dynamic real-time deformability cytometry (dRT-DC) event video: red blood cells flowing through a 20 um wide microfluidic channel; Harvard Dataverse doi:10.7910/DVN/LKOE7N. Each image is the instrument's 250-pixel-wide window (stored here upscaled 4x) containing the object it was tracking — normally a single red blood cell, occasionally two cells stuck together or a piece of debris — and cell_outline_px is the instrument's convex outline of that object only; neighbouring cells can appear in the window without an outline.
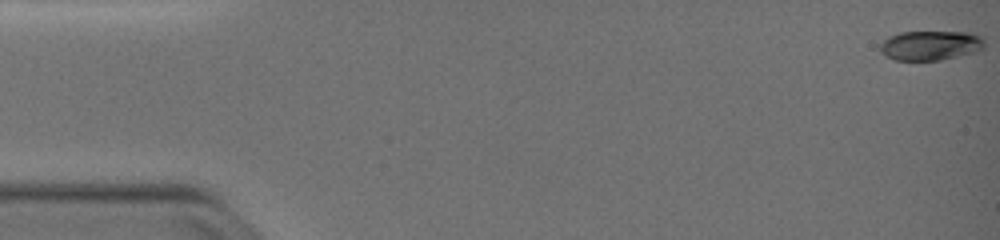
{"species": "common noctule bat (a hibernating species)", "species_latin": "Nyctalus noctula", "temperature_condition": "warm", "stored_images_in_passage": 53, "camera_frame_rate_fps": 3000, "um_per_image_px": 0.085, "animal": {"sex": "female", "body_mass_g": 19.0, "forearm_length_mm": 51.5}, "frame": {"image": 1, "passage_image": 1, "time_ms": 0.0, "image_size_px": [1000, 240], "cell_outline_px": [[984, 48], [976, 52], [940, 60], [896, 60], [884, 56], [880, 52], [880, 44], [888, 36], [900, 32], [968, 32], [984, 36]], "centroid_in_image_um": [79.1, 3.86], "position_along_channel_um": 5.9, "area_um2": 18.21}}
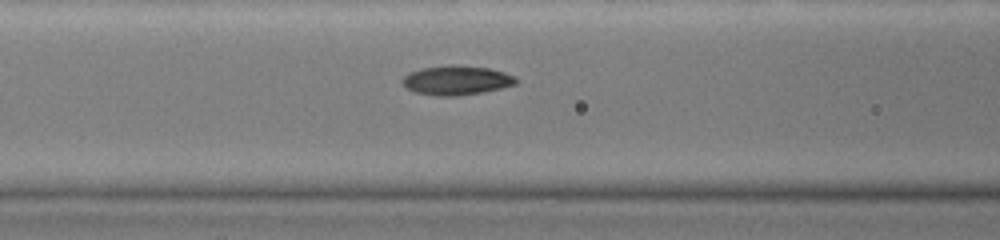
{"frame": {"image": 2, "passage_image": 23, "time_ms": 7.333, "image_size_px": [1000, 240], "cell_outline_px": [[516, 84], [484, 92], [456, 96], [436, 96], [416, 92], [408, 88], [400, 80], [408, 72], [420, 68], [488, 68], [504, 72], [516, 76]], "centroid_in_image_um": [38.8, 6.88], "position_along_channel_um": 127.8, "area_um2": 18.5}}
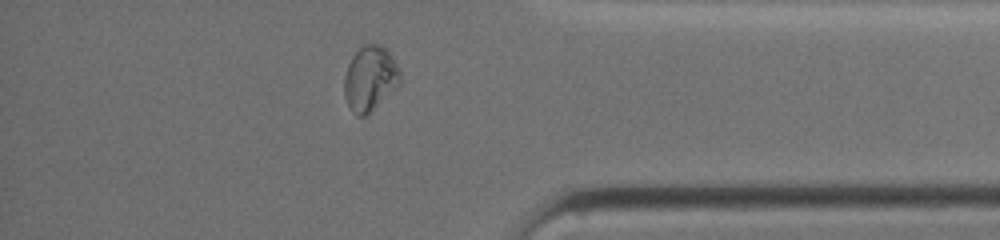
{"frame": {"image": 3, "passage_image": 46, "time_ms": 15.0, "image_size_px": [1000, 240], "cell_outline_px": [[400, 84], [364, 116], [356, 116], [352, 112], [344, 96], [344, 76], [348, 64], [352, 56], [364, 44], [380, 44], [388, 48], [400, 72]], "centroid_in_image_um": [31.44, 6.64], "position_along_channel_um": 403.8, "area_um2": 20.98}, "authors_computed_cell_mechanics": {"area_um2": 18.6116, "velocity_mm_per_s": 3.7096, "shape_relaxation_time_tau1_ms": 7.5969, "shape_relaxation_time_tau2_ms": 1.3027, "deformation_change_tau1": 0.2708, "deformation_change_tau2": 0.0427}}